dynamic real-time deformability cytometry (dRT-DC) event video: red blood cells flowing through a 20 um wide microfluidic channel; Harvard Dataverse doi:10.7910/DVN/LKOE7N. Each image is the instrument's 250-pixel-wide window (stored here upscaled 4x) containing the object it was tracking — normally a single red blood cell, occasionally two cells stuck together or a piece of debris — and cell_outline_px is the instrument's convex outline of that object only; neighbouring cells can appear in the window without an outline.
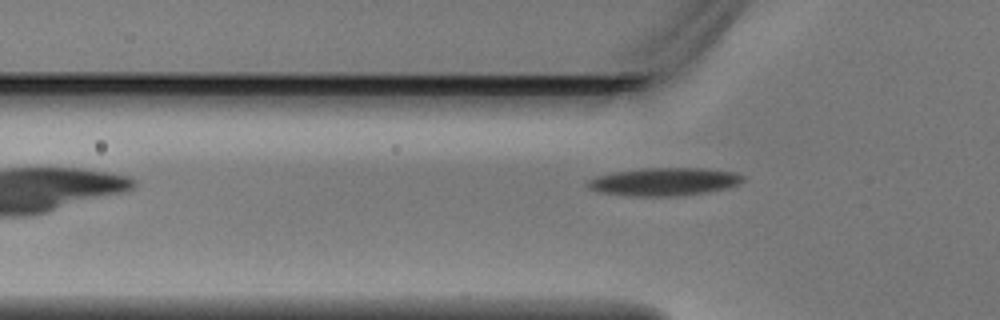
{"species": "Egyptian fruit bat (a non-hibernating species)", "species_latin": "Rousettus aegyptiacus", "temperature_condition": "warm", "stored_images_in_passage": 6, "camera_frame_rate_fps": 3000, "um_per_image_px": 0.085, "animal": {"sex": "male"}, "frame": {"image": 1, "passage_image": 5, "time_ms": 1.333, "image_size_px": [1000, 320], "cell_outline_px": [[744, 180], [740, 184], [724, 188], [704, 192], [676, 196], [636, 196], [600, 192], [588, 188], [584, 184], [588, 180], [596, 176], [612, 172], [644, 168], [704, 168], [736, 172], [744, 176]], "centroid_in_image_um": [56.44, 15.43], "position_along_channel_um": 69.4, "area_um2": 25.26}}